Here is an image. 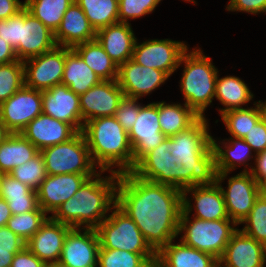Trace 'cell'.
I'll return each mask as SVG.
<instances>
[{
  "instance_id": "cell-1",
  "label": "cell",
  "mask_w": 266,
  "mask_h": 267,
  "mask_svg": "<svg viewBox=\"0 0 266 267\" xmlns=\"http://www.w3.org/2000/svg\"><path fill=\"white\" fill-rule=\"evenodd\" d=\"M132 172L142 179L180 190L214 184L217 171L208 120L199 117L186 130L166 137Z\"/></svg>"
},
{
  "instance_id": "cell-2",
  "label": "cell",
  "mask_w": 266,
  "mask_h": 267,
  "mask_svg": "<svg viewBox=\"0 0 266 267\" xmlns=\"http://www.w3.org/2000/svg\"><path fill=\"white\" fill-rule=\"evenodd\" d=\"M116 204L135 222L156 253L178 238L182 190L125 172L119 174Z\"/></svg>"
},
{
  "instance_id": "cell-3",
  "label": "cell",
  "mask_w": 266,
  "mask_h": 267,
  "mask_svg": "<svg viewBox=\"0 0 266 267\" xmlns=\"http://www.w3.org/2000/svg\"><path fill=\"white\" fill-rule=\"evenodd\" d=\"M103 172L106 171L99 170L93 177L88 178L50 217L72 228L96 229L116 204V187L119 180L118 173L111 172L104 178L101 176Z\"/></svg>"
},
{
  "instance_id": "cell-4",
  "label": "cell",
  "mask_w": 266,
  "mask_h": 267,
  "mask_svg": "<svg viewBox=\"0 0 266 267\" xmlns=\"http://www.w3.org/2000/svg\"><path fill=\"white\" fill-rule=\"evenodd\" d=\"M82 132L91 159L100 171L121 174L133 170V148L128 132L115 116L91 119L84 124Z\"/></svg>"
},
{
  "instance_id": "cell-5",
  "label": "cell",
  "mask_w": 266,
  "mask_h": 267,
  "mask_svg": "<svg viewBox=\"0 0 266 267\" xmlns=\"http://www.w3.org/2000/svg\"><path fill=\"white\" fill-rule=\"evenodd\" d=\"M187 50L181 57L178 68L184 64L180 80L181 92L185 104L198 116L205 117L204 112L212 103L216 92L218 69L211 58L199 49Z\"/></svg>"
},
{
  "instance_id": "cell-6",
  "label": "cell",
  "mask_w": 266,
  "mask_h": 267,
  "mask_svg": "<svg viewBox=\"0 0 266 267\" xmlns=\"http://www.w3.org/2000/svg\"><path fill=\"white\" fill-rule=\"evenodd\" d=\"M189 216L181 211L178 234L184 235L180 241L219 260L238 225L231 219L192 220Z\"/></svg>"
},
{
  "instance_id": "cell-7",
  "label": "cell",
  "mask_w": 266,
  "mask_h": 267,
  "mask_svg": "<svg viewBox=\"0 0 266 267\" xmlns=\"http://www.w3.org/2000/svg\"><path fill=\"white\" fill-rule=\"evenodd\" d=\"M40 153L47 175L98 173L82 131L70 140L47 147Z\"/></svg>"
},
{
  "instance_id": "cell-8",
  "label": "cell",
  "mask_w": 266,
  "mask_h": 267,
  "mask_svg": "<svg viewBox=\"0 0 266 267\" xmlns=\"http://www.w3.org/2000/svg\"><path fill=\"white\" fill-rule=\"evenodd\" d=\"M113 210V211H112ZM111 214L96 228L100 248L134 253H156L145 241L135 222L117 204Z\"/></svg>"
},
{
  "instance_id": "cell-9",
  "label": "cell",
  "mask_w": 266,
  "mask_h": 267,
  "mask_svg": "<svg viewBox=\"0 0 266 267\" xmlns=\"http://www.w3.org/2000/svg\"><path fill=\"white\" fill-rule=\"evenodd\" d=\"M230 172H217L216 182L221 187L229 218L240 225L250 213L255 201L260 196V186L250 172H240L227 178ZM228 180L225 190L223 180Z\"/></svg>"
},
{
  "instance_id": "cell-10",
  "label": "cell",
  "mask_w": 266,
  "mask_h": 267,
  "mask_svg": "<svg viewBox=\"0 0 266 267\" xmlns=\"http://www.w3.org/2000/svg\"><path fill=\"white\" fill-rule=\"evenodd\" d=\"M188 48L185 42L172 39H152L142 43L136 39L132 60L139 65L162 70L170 77L178 69Z\"/></svg>"
},
{
  "instance_id": "cell-11",
  "label": "cell",
  "mask_w": 266,
  "mask_h": 267,
  "mask_svg": "<svg viewBox=\"0 0 266 267\" xmlns=\"http://www.w3.org/2000/svg\"><path fill=\"white\" fill-rule=\"evenodd\" d=\"M25 86L47 90L61 84L65 68V47L56 45L50 51L23 61Z\"/></svg>"
},
{
  "instance_id": "cell-12",
  "label": "cell",
  "mask_w": 266,
  "mask_h": 267,
  "mask_svg": "<svg viewBox=\"0 0 266 267\" xmlns=\"http://www.w3.org/2000/svg\"><path fill=\"white\" fill-rule=\"evenodd\" d=\"M42 114V91L23 86L0 105V120L11 133H21Z\"/></svg>"
},
{
  "instance_id": "cell-13",
  "label": "cell",
  "mask_w": 266,
  "mask_h": 267,
  "mask_svg": "<svg viewBox=\"0 0 266 267\" xmlns=\"http://www.w3.org/2000/svg\"><path fill=\"white\" fill-rule=\"evenodd\" d=\"M133 148V168L150 151L155 149L166 136L159 124V102L143 105L132 128L128 132Z\"/></svg>"
},
{
  "instance_id": "cell-14",
  "label": "cell",
  "mask_w": 266,
  "mask_h": 267,
  "mask_svg": "<svg viewBox=\"0 0 266 267\" xmlns=\"http://www.w3.org/2000/svg\"><path fill=\"white\" fill-rule=\"evenodd\" d=\"M99 248L100 241L96 229L71 228L65 237L57 265L97 267Z\"/></svg>"
},
{
  "instance_id": "cell-15",
  "label": "cell",
  "mask_w": 266,
  "mask_h": 267,
  "mask_svg": "<svg viewBox=\"0 0 266 267\" xmlns=\"http://www.w3.org/2000/svg\"><path fill=\"white\" fill-rule=\"evenodd\" d=\"M192 195L194 205L191 204ZM195 210L193 217L201 220L230 219L225 205L221 187L215 182L212 185H195L182 190V211L189 214Z\"/></svg>"
},
{
  "instance_id": "cell-16",
  "label": "cell",
  "mask_w": 266,
  "mask_h": 267,
  "mask_svg": "<svg viewBox=\"0 0 266 267\" xmlns=\"http://www.w3.org/2000/svg\"><path fill=\"white\" fill-rule=\"evenodd\" d=\"M124 92L117 80H102L99 84L79 95L82 121L115 116Z\"/></svg>"
},
{
  "instance_id": "cell-17",
  "label": "cell",
  "mask_w": 266,
  "mask_h": 267,
  "mask_svg": "<svg viewBox=\"0 0 266 267\" xmlns=\"http://www.w3.org/2000/svg\"><path fill=\"white\" fill-rule=\"evenodd\" d=\"M169 76L162 70L137 64L132 59L118 68V84L124 96L140 99L155 91Z\"/></svg>"
},
{
  "instance_id": "cell-18",
  "label": "cell",
  "mask_w": 266,
  "mask_h": 267,
  "mask_svg": "<svg viewBox=\"0 0 266 267\" xmlns=\"http://www.w3.org/2000/svg\"><path fill=\"white\" fill-rule=\"evenodd\" d=\"M42 113L71 124L78 132L83 130L79 95L64 84L42 91Z\"/></svg>"
},
{
  "instance_id": "cell-19",
  "label": "cell",
  "mask_w": 266,
  "mask_h": 267,
  "mask_svg": "<svg viewBox=\"0 0 266 267\" xmlns=\"http://www.w3.org/2000/svg\"><path fill=\"white\" fill-rule=\"evenodd\" d=\"M95 174H59L47 175L37 190L38 205L47 214H53L57 208L70 199L88 179Z\"/></svg>"
},
{
  "instance_id": "cell-20",
  "label": "cell",
  "mask_w": 266,
  "mask_h": 267,
  "mask_svg": "<svg viewBox=\"0 0 266 267\" xmlns=\"http://www.w3.org/2000/svg\"><path fill=\"white\" fill-rule=\"evenodd\" d=\"M218 261L219 267H265L266 246L237 229Z\"/></svg>"
},
{
  "instance_id": "cell-21",
  "label": "cell",
  "mask_w": 266,
  "mask_h": 267,
  "mask_svg": "<svg viewBox=\"0 0 266 267\" xmlns=\"http://www.w3.org/2000/svg\"><path fill=\"white\" fill-rule=\"evenodd\" d=\"M71 228L49 217L26 242V247L46 265H57L65 237Z\"/></svg>"
},
{
  "instance_id": "cell-22",
  "label": "cell",
  "mask_w": 266,
  "mask_h": 267,
  "mask_svg": "<svg viewBox=\"0 0 266 267\" xmlns=\"http://www.w3.org/2000/svg\"><path fill=\"white\" fill-rule=\"evenodd\" d=\"M78 131L71 125L51 116L40 114L21 132L39 151L66 142Z\"/></svg>"
},
{
  "instance_id": "cell-23",
  "label": "cell",
  "mask_w": 266,
  "mask_h": 267,
  "mask_svg": "<svg viewBox=\"0 0 266 267\" xmlns=\"http://www.w3.org/2000/svg\"><path fill=\"white\" fill-rule=\"evenodd\" d=\"M56 46L54 33L24 7V24H21L19 60L41 55Z\"/></svg>"
},
{
  "instance_id": "cell-24",
  "label": "cell",
  "mask_w": 266,
  "mask_h": 267,
  "mask_svg": "<svg viewBox=\"0 0 266 267\" xmlns=\"http://www.w3.org/2000/svg\"><path fill=\"white\" fill-rule=\"evenodd\" d=\"M136 39L130 23L117 22L96 32V40L118 67L132 59Z\"/></svg>"
},
{
  "instance_id": "cell-25",
  "label": "cell",
  "mask_w": 266,
  "mask_h": 267,
  "mask_svg": "<svg viewBox=\"0 0 266 267\" xmlns=\"http://www.w3.org/2000/svg\"><path fill=\"white\" fill-rule=\"evenodd\" d=\"M94 39H96V31L90 25L81 7L74 2L65 12L54 33L56 45L73 48Z\"/></svg>"
},
{
  "instance_id": "cell-26",
  "label": "cell",
  "mask_w": 266,
  "mask_h": 267,
  "mask_svg": "<svg viewBox=\"0 0 266 267\" xmlns=\"http://www.w3.org/2000/svg\"><path fill=\"white\" fill-rule=\"evenodd\" d=\"M172 240L156 253L157 267H219V261L211 254Z\"/></svg>"
},
{
  "instance_id": "cell-27",
  "label": "cell",
  "mask_w": 266,
  "mask_h": 267,
  "mask_svg": "<svg viewBox=\"0 0 266 267\" xmlns=\"http://www.w3.org/2000/svg\"><path fill=\"white\" fill-rule=\"evenodd\" d=\"M225 140L227 142H225ZM212 148L215 153L216 171L232 172L236 167L244 165L243 172H248L249 161L253 157L254 152L251 146L244 140L231 137L218 142L211 136ZM221 142V143H220ZM223 146L225 149H223ZM247 162V163H246ZM247 165V166H246Z\"/></svg>"
},
{
  "instance_id": "cell-28",
  "label": "cell",
  "mask_w": 266,
  "mask_h": 267,
  "mask_svg": "<svg viewBox=\"0 0 266 267\" xmlns=\"http://www.w3.org/2000/svg\"><path fill=\"white\" fill-rule=\"evenodd\" d=\"M101 81V78L72 48L65 47V68L61 84L81 95Z\"/></svg>"
},
{
  "instance_id": "cell-29",
  "label": "cell",
  "mask_w": 266,
  "mask_h": 267,
  "mask_svg": "<svg viewBox=\"0 0 266 267\" xmlns=\"http://www.w3.org/2000/svg\"><path fill=\"white\" fill-rule=\"evenodd\" d=\"M0 198L5 199L12 215L35 211L39 208L37 191L9 174L0 177Z\"/></svg>"
},
{
  "instance_id": "cell-30",
  "label": "cell",
  "mask_w": 266,
  "mask_h": 267,
  "mask_svg": "<svg viewBox=\"0 0 266 267\" xmlns=\"http://www.w3.org/2000/svg\"><path fill=\"white\" fill-rule=\"evenodd\" d=\"M39 152L21 133H11L0 145V172L9 174L14 168L28 162Z\"/></svg>"
},
{
  "instance_id": "cell-31",
  "label": "cell",
  "mask_w": 266,
  "mask_h": 267,
  "mask_svg": "<svg viewBox=\"0 0 266 267\" xmlns=\"http://www.w3.org/2000/svg\"><path fill=\"white\" fill-rule=\"evenodd\" d=\"M216 99L224 106L219 108L220 115L232 109H240L254 98L247 84L236 76L216 78Z\"/></svg>"
},
{
  "instance_id": "cell-32",
  "label": "cell",
  "mask_w": 266,
  "mask_h": 267,
  "mask_svg": "<svg viewBox=\"0 0 266 267\" xmlns=\"http://www.w3.org/2000/svg\"><path fill=\"white\" fill-rule=\"evenodd\" d=\"M101 80H117L118 66L96 40L80 43L72 48Z\"/></svg>"
},
{
  "instance_id": "cell-33",
  "label": "cell",
  "mask_w": 266,
  "mask_h": 267,
  "mask_svg": "<svg viewBox=\"0 0 266 267\" xmlns=\"http://www.w3.org/2000/svg\"><path fill=\"white\" fill-rule=\"evenodd\" d=\"M199 117L184 103L169 104L159 101V124L161 132L171 137L190 127Z\"/></svg>"
},
{
  "instance_id": "cell-34",
  "label": "cell",
  "mask_w": 266,
  "mask_h": 267,
  "mask_svg": "<svg viewBox=\"0 0 266 267\" xmlns=\"http://www.w3.org/2000/svg\"><path fill=\"white\" fill-rule=\"evenodd\" d=\"M75 3L84 11L96 32L119 22L118 0H75Z\"/></svg>"
},
{
  "instance_id": "cell-35",
  "label": "cell",
  "mask_w": 266,
  "mask_h": 267,
  "mask_svg": "<svg viewBox=\"0 0 266 267\" xmlns=\"http://www.w3.org/2000/svg\"><path fill=\"white\" fill-rule=\"evenodd\" d=\"M24 2L28 12L55 33L65 12L75 0H25Z\"/></svg>"
},
{
  "instance_id": "cell-36",
  "label": "cell",
  "mask_w": 266,
  "mask_h": 267,
  "mask_svg": "<svg viewBox=\"0 0 266 267\" xmlns=\"http://www.w3.org/2000/svg\"><path fill=\"white\" fill-rule=\"evenodd\" d=\"M156 253H134L119 249H99L97 267H152Z\"/></svg>"
},
{
  "instance_id": "cell-37",
  "label": "cell",
  "mask_w": 266,
  "mask_h": 267,
  "mask_svg": "<svg viewBox=\"0 0 266 267\" xmlns=\"http://www.w3.org/2000/svg\"><path fill=\"white\" fill-rule=\"evenodd\" d=\"M253 105H255L254 108L232 109L221 114V119L231 137L243 139L252 126L261 119V111L257 102Z\"/></svg>"
},
{
  "instance_id": "cell-38",
  "label": "cell",
  "mask_w": 266,
  "mask_h": 267,
  "mask_svg": "<svg viewBox=\"0 0 266 267\" xmlns=\"http://www.w3.org/2000/svg\"><path fill=\"white\" fill-rule=\"evenodd\" d=\"M47 213L39 207L35 211L12 215L7 222V227L27 242L49 218Z\"/></svg>"
},
{
  "instance_id": "cell-39",
  "label": "cell",
  "mask_w": 266,
  "mask_h": 267,
  "mask_svg": "<svg viewBox=\"0 0 266 267\" xmlns=\"http://www.w3.org/2000/svg\"><path fill=\"white\" fill-rule=\"evenodd\" d=\"M24 85L23 61L0 64V105Z\"/></svg>"
},
{
  "instance_id": "cell-40",
  "label": "cell",
  "mask_w": 266,
  "mask_h": 267,
  "mask_svg": "<svg viewBox=\"0 0 266 267\" xmlns=\"http://www.w3.org/2000/svg\"><path fill=\"white\" fill-rule=\"evenodd\" d=\"M9 175L37 191L42 181L47 177L46 167L41 153L28 162L14 168Z\"/></svg>"
},
{
  "instance_id": "cell-41",
  "label": "cell",
  "mask_w": 266,
  "mask_h": 267,
  "mask_svg": "<svg viewBox=\"0 0 266 267\" xmlns=\"http://www.w3.org/2000/svg\"><path fill=\"white\" fill-rule=\"evenodd\" d=\"M240 224H245L242 232L266 246V200L261 195Z\"/></svg>"
},
{
  "instance_id": "cell-42",
  "label": "cell",
  "mask_w": 266,
  "mask_h": 267,
  "mask_svg": "<svg viewBox=\"0 0 266 267\" xmlns=\"http://www.w3.org/2000/svg\"><path fill=\"white\" fill-rule=\"evenodd\" d=\"M119 22L129 23V19H136L152 13L162 0H118Z\"/></svg>"
},
{
  "instance_id": "cell-43",
  "label": "cell",
  "mask_w": 266,
  "mask_h": 267,
  "mask_svg": "<svg viewBox=\"0 0 266 267\" xmlns=\"http://www.w3.org/2000/svg\"><path fill=\"white\" fill-rule=\"evenodd\" d=\"M21 24H24V8L9 19L0 20V38L12 46L18 60Z\"/></svg>"
},
{
  "instance_id": "cell-44",
  "label": "cell",
  "mask_w": 266,
  "mask_h": 267,
  "mask_svg": "<svg viewBox=\"0 0 266 267\" xmlns=\"http://www.w3.org/2000/svg\"><path fill=\"white\" fill-rule=\"evenodd\" d=\"M138 99L133 97L124 96L119 107L116 110L115 118L122 125L123 129L127 132L130 131L137 116L139 115V110L143 106L139 104Z\"/></svg>"
},
{
  "instance_id": "cell-45",
  "label": "cell",
  "mask_w": 266,
  "mask_h": 267,
  "mask_svg": "<svg viewBox=\"0 0 266 267\" xmlns=\"http://www.w3.org/2000/svg\"><path fill=\"white\" fill-rule=\"evenodd\" d=\"M252 148L254 154L266 149V123L261 118L243 138Z\"/></svg>"
},
{
  "instance_id": "cell-46",
  "label": "cell",
  "mask_w": 266,
  "mask_h": 267,
  "mask_svg": "<svg viewBox=\"0 0 266 267\" xmlns=\"http://www.w3.org/2000/svg\"><path fill=\"white\" fill-rule=\"evenodd\" d=\"M226 11H238L251 14L266 13V0H229Z\"/></svg>"
},
{
  "instance_id": "cell-47",
  "label": "cell",
  "mask_w": 266,
  "mask_h": 267,
  "mask_svg": "<svg viewBox=\"0 0 266 267\" xmlns=\"http://www.w3.org/2000/svg\"><path fill=\"white\" fill-rule=\"evenodd\" d=\"M10 267H49L27 247L16 253L13 257Z\"/></svg>"
},
{
  "instance_id": "cell-48",
  "label": "cell",
  "mask_w": 266,
  "mask_h": 267,
  "mask_svg": "<svg viewBox=\"0 0 266 267\" xmlns=\"http://www.w3.org/2000/svg\"><path fill=\"white\" fill-rule=\"evenodd\" d=\"M253 160H255V167L250 165L248 172L251 173L259 186L266 184V149L257 153Z\"/></svg>"
},
{
  "instance_id": "cell-49",
  "label": "cell",
  "mask_w": 266,
  "mask_h": 267,
  "mask_svg": "<svg viewBox=\"0 0 266 267\" xmlns=\"http://www.w3.org/2000/svg\"><path fill=\"white\" fill-rule=\"evenodd\" d=\"M0 246L26 247V242L23 241L17 234H15L7 226H5V227H0Z\"/></svg>"
},
{
  "instance_id": "cell-50",
  "label": "cell",
  "mask_w": 266,
  "mask_h": 267,
  "mask_svg": "<svg viewBox=\"0 0 266 267\" xmlns=\"http://www.w3.org/2000/svg\"><path fill=\"white\" fill-rule=\"evenodd\" d=\"M25 7L20 0H0V20L9 19Z\"/></svg>"
},
{
  "instance_id": "cell-51",
  "label": "cell",
  "mask_w": 266,
  "mask_h": 267,
  "mask_svg": "<svg viewBox=\"0 0 266 267\" xmlns=\"http://www.w3.org/2000/svg\"><path fill=\"white\" fill-rule=\"evenodd\" d=\"M14 61H18L15 50L3 38H0V64H7Z\"/></svg>"
},
{
  "instance_id": "cell-52",
  "label": "cell",
  "mask_w": 266,
  "mask_h": 267,
  "mask_svg": "<svg viewBox=\"0 0 266 267\" xmlns=\"http://www.w3.org/2000/svg\"><path fill=\"white\" fill-rule=\"evenodd\" d=\"M25 247H1L0 246V267H10L16 253Z\"/></svg>"
},
{
  "instance_id": "cell-53",
  "label": "cell",
  "mask_w": 266,
  "mask_h": 267,
  "mask_svg": "<svg viewBox=\"0 0 266 267\" xmlns=\"http://www.w3.org/2000/svg\"><path fill=\"white\" fill-rule=\"evenodd\" d=\"M11 217L12 213L7 202L5 199L0 198V227H5Z\"/></svg>"
},
{
  "instance_id": "cell-54",
  "label": "cell",
  "mask_w": 266,
  "mask_h": 267,
  "mask_svg": "<svg viewBox=\"0 0 266 267\" xmlns=\"http://www.w3.org/2000/svg\"><path fill=\"white\" fill-rule=\"evenodd\" d=\"M11 135L4 123L0 120V145Z\"/></svg>"
},
{
  "instance_id": "cell-55",
  "label": "cell",
  "mask_w": 266,
  "mask_h": 267,
  "mask_svg": "<svg viewBox=\"0 0 266 267\" xmlns=\"http://www.w3.org/2000/svg\"><path fill=\"white\" fill-rule=\"evenodd\" d=\"M257 104H258V106L260 108V111H261V118L266 123V101L265 102H261L259 100V101H257Z\"/></svg>"
},
{
  "instance_id": "cell-56",
  "label": "cell",
  "mask_w": 266,
  "mask_h": 267,
  "mask_svg": "<svg viewBox=\"0 0 266 267\" xmlns=\"http://www.w3.org/2000/svg\"><path fill=\"white\" fill-rule=\"evenodd\" d=\"M260 195L266 200V184L260 186Z\"/></svg>"
},
{
  "instance_id": "cell-57",
  "label": "cell",
  "mask_w": 266,
  "mask_h": 267,
  "mask_svg": "<svg viewBox=\"0 0 266 267\" xmlns=\"http://www.w3.org/2000/svg\"><path fill=\"white\" fill-rule=\"evenodd\" d=\"M184 1L191 2V3L196 4V2L194 0H184Z\"/></svg>"
},
{
  "instance_id": "cell-58",
  "label": "cell",
  "mask_w": 266,
  "mask_h": 267,
  "mask_svg": "<svg viewBox=\"0 0 266 267\" xmlns=\"http://www.w3.org/2000/svg\"><path fill=\"white\" fill-rule=\"evenodd\" d=\"M49 267H60V266H58V265H53V266H49Z\"/></svg>"
}]
</instances>
